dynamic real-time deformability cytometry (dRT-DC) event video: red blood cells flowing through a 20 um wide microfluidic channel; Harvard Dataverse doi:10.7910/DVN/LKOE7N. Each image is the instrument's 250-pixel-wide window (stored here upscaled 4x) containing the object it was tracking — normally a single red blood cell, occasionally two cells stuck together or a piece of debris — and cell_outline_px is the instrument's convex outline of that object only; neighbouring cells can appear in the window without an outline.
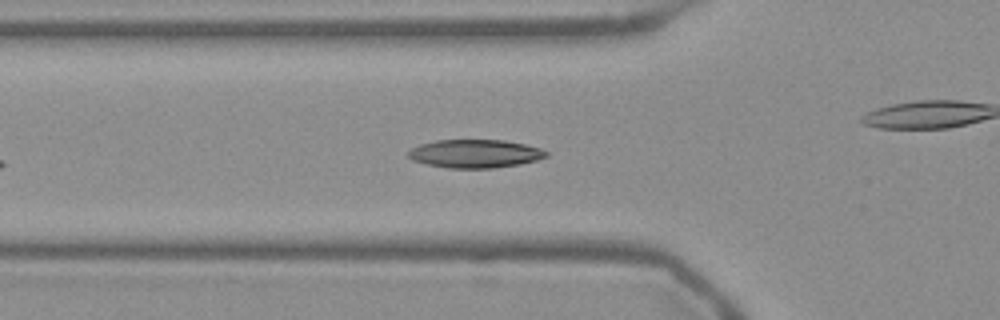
{"species": "Egyptian fruit bat (a non-hibernating species)", "species_latin": "Rousettus aegyptiacus", "temperature_condition": "warm", "stored_images_in_passage": 39, "camera_frame_rate_fps": 3000, "um_per_image_px": 0.085, "frame": {"image": 1, "passage_image": 6, "time_ms": 1.667, "image_size_px": [1000, 320], "cell_outline_px": [[548, 156], [536, 160], [520, 164], [492, 168], [448, 168], [428, 164], [412, 160], [408, 156], [408, 152], [412, 148], [420, 144], [436, 140], [504, 140], [524, 144], [540, 148], [548, 152]], "centroid_in_image_um": [40.38, 13.06], "position_along_channel_um": 85.4, "area_um2": 22.66}}
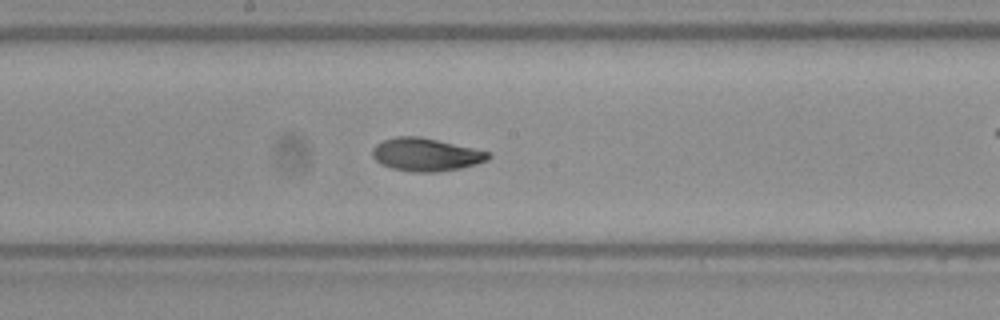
{"frame": {"image": 2, "passage_image": 16, "time_ms": 5.0, "image_size_px": [1000, 320], "cell_outline_px": [[492, 156], [488, 160], [476, 164], [460, 168], [436, 172], [412, 172], [392, 168], [380, 164], [372, 156], [372, 148], [376, 144], [384, 140], [396, 136], [420, 136], [492, 152]], "centroid_in_image_um": [36.21, 13.14], "position_along_channel_um": 212.0, "area_um2": 22.43}}
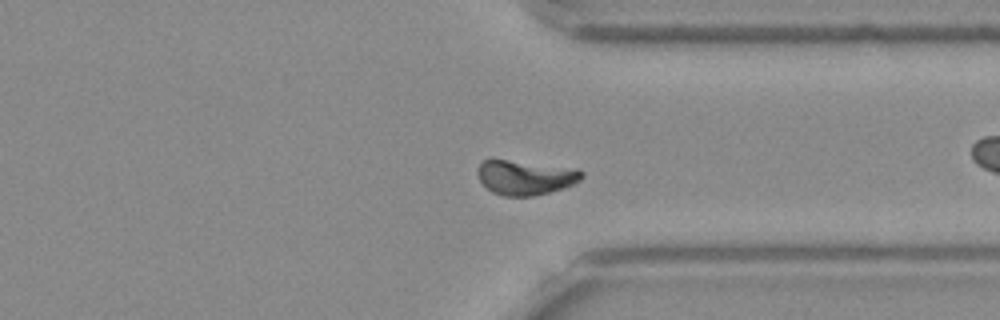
{"frame": {"image": 3, "passage_image": 25, "time_ms": 8.0, "image_size_px": [1000, 320], "cell_outline_px": [[584, 176], [580, 180], [564, 188], [532, 196], [504, 196], [492, 192], [480, 180], [476, 172], [476, 168], [484, 160], [492, 156], [576, 168], [584, 172]], "centroid_in_image_um": [44.62, 15.02], "position_along_channel_um": 366.8, "area_um2": 21.73}, "authors_computed_cell_mechanics": {"area_um2": 21.5016, "velocity_mm_per_s": 3.7748, "shape_relaxation_time_tau1_ms": 5.3098, "shape_relaxation_time_tau2_ms": 3.1303, "deformation_change_tau1": 0.182, "deformation_change_tau2": 0.0878}}